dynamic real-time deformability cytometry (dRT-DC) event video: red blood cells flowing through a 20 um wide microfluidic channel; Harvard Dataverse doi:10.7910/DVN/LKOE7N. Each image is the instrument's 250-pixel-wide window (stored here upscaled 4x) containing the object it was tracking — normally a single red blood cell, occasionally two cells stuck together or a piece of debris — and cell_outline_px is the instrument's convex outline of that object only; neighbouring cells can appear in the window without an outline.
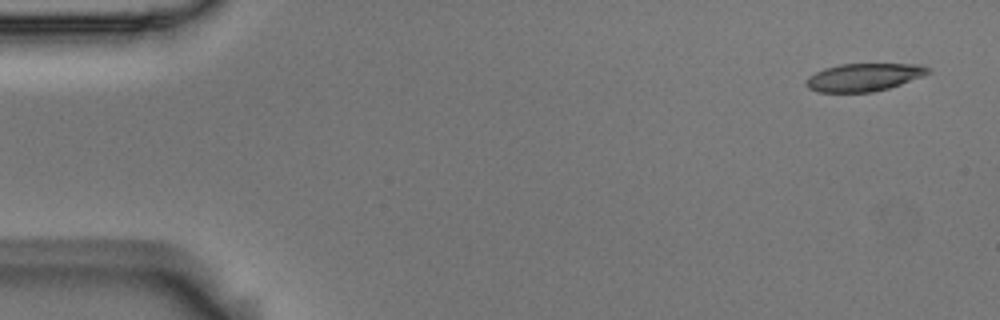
{"species": "Egyptian fruit bat (a non-hibernating species)", "species_latin": "Rousettus aegyptiacus", "temperature_condition": "room temperature", "stored_images_in_passage": 5, "camera_frame_rate_fps": 3000, "um_per_image_px": 0.085, "animal": {"sex": "male"}, "frame": {"image": 1, "passage_image": 1, "time_ms": 0.0, "image_size_px": [1000, 320], "cell_outline_px": [[932, 72], [924, 76], [888, 88], [872, 92], [816, 92], [808, 88], [804, 84], [808, 76], [824, 68], [840, 64], [920, 64], [932, 68]], "centroid_in_image_um": [73.44, 6.56], "position_along_channel_um": 11.6, "area_um2": 19.94}}